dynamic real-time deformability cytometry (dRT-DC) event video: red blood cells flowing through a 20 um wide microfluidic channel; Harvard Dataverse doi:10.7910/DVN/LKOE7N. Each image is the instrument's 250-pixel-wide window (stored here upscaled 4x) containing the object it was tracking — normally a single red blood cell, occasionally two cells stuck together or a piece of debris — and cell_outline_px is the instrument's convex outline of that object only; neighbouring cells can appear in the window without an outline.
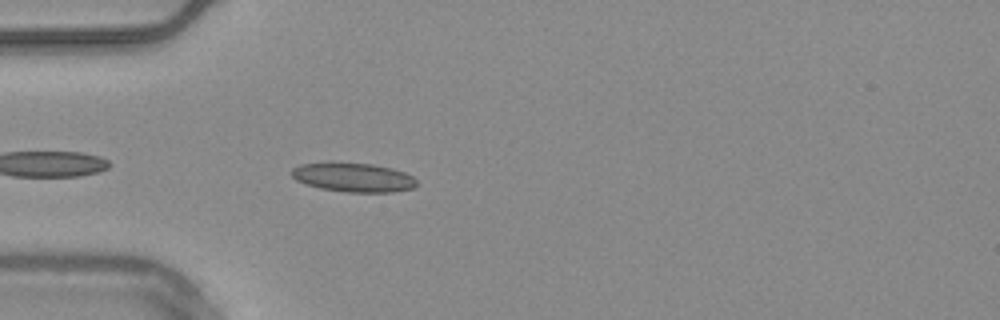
{"species": "common noctule bat (a hibernating species)", "species_latin": "Nyctalus noctula", "temperature_condition": "warm", "stored_images_in_passage": 7, "camera_frame_rate_fps": 3000, "um_per_image_px": 0.085, "animal": {"sex": "male", "body_mass_g": 20.4}, "frame": {"image": 1, "passage_image": 3, "time_ms": 0.667, "image_size_px": [1000, 320], "cell_outline_px": [[416, 184], [412, 188], [392, 192], [348, 192], [320, 188], [296, 180], [292, 176], [292, 168], [300, 164], [332, 160], [372, 164], [392, 168], [404, 172], [412, 176], [416, 180]], "centroid_in_image_um": [29.99, 15.04], "position_along_channel_um": 55.0, "area_um2": 21.56}}